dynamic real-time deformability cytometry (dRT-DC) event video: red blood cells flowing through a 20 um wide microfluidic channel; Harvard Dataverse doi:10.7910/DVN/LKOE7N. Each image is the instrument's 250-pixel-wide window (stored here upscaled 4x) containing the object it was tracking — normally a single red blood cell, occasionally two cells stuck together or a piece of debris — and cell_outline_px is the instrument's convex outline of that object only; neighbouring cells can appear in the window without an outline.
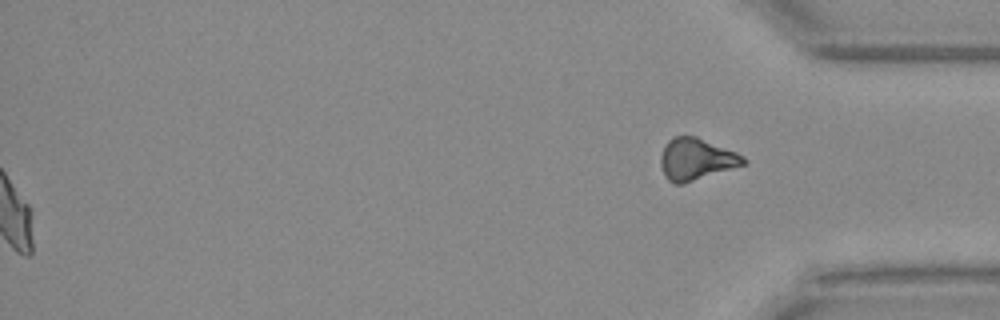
{"species": "Egyptian fruit bat (a non-hibernating species)", "species_latin": "Rousettus aegyptiacus", "temperature_condition": "warm", "stored_images_in_passage": 54, "segment_of_instrument_passage": [2, 2], "camera_frame_rate_fps": 3000, "um_per_image_px": 0.085, "animal": {"sex": "female"}, "frame": {"image": 1, "passage_image": 54, "time_ms": 17.667, "image_size_px": [1000, 320], "cell_outline_px": [[748, 164], [684, 184], [672, 184], [664, 176], [660, 164], [660, 156], [668, 140], [672, 136], [696, 136], [736, 152], [744, 156], [748, 160]], "centroid_in_image_um": [59.19, 13.55], "position_along_channel_um": 376.0, "area_um2": 20.52}}